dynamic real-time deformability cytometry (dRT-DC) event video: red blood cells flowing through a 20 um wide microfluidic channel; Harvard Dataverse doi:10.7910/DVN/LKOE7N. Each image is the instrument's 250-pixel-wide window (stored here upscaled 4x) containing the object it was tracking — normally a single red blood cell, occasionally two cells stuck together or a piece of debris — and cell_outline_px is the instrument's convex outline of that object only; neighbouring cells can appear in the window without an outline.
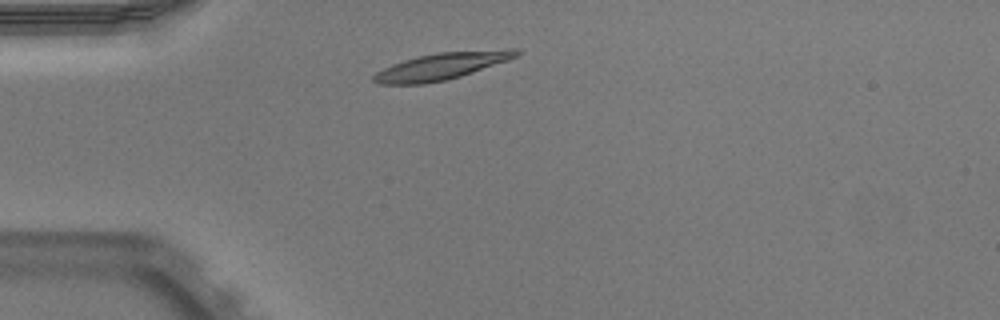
{"species": "Egyptian fruit bat (a non-hibernating species)", "species_latin": "Rousettus aegyptiacus", "temperature_condition": "warm", "stored_images_in_passage": 39, "camera_frame_rate_fps": 3000, "um_per_image_px": 0.085, "animal": {"sex": "male"}, "frame": {"image": 1, "passage_image": 1, "time_ms": 0.0, "image_size_px": [1000, 320], "cell_outline_px": [[524, 52], [508, 60], [460, 76], [444, 80], [424, 84], [376, 84], [372, 80], [372, 76], [376, 72], [392, 64], [404, 60], [420, 56], [440, 52], [508, 48], [520, 48]], "centroid_in_image_um": [37.57, 5.61], "position_along_channel_um": 47.4, "area_um2": 22.37}}
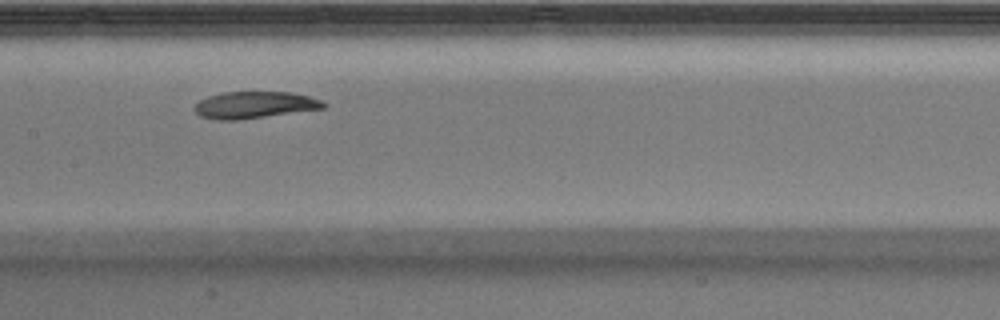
{"frame": {"image": 2, "passage_image": 13, "time_ms": 4.0, "image_size_px": [1000, 320], "cell_outline_px": [[328, 104], [324, 108], [236, 120], [216, 120], [200, 116], [192, 108], [200, 100], [208, 96], [224, 92], [292, 92], [324, 100]], "centroid_in_image_um": [21.64, 8.91], "position_along_channel_um": 185.8, "area_um2": 20.11}}
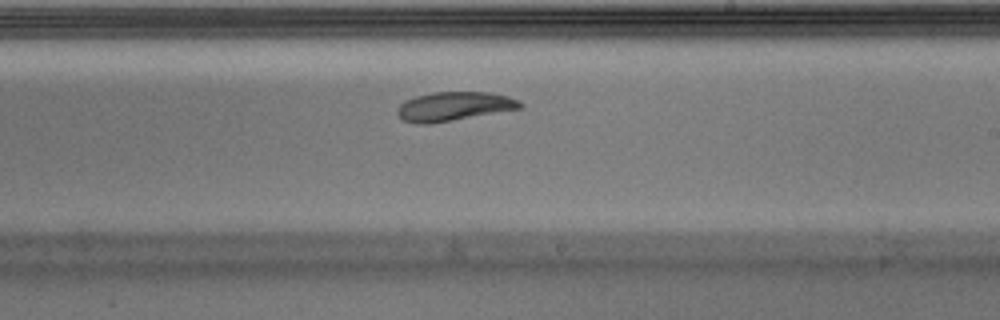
{"frame": {"image": 3, "passage_image": 18, "time_ms": 5.667, "image_size_px": [1000, 320], "cell_outline_px": [[524, 108], [428, 124], [416, 124], [404, 120], [396, 112], [400, 104], [404, 100], [416, 96], [432, 92], [488, 92], [508, 96], [520, 100], [524, 104]], "centroid_in_image_um": [38.62, 9.03], "position_along_channel_um": 250.4, "area_um2": 20.81}, "authors_computed_cell_mechanics": {"area_um2": 20.8658, "velocity_mm_per_s": 3.8948, "shape_relaxation_time_tau1_ms": 6.1149, "shape_relaxation_time_tau2_ms": null, "deformation_change_tau1": 0.2043, "deformation_change_tau2": null}}